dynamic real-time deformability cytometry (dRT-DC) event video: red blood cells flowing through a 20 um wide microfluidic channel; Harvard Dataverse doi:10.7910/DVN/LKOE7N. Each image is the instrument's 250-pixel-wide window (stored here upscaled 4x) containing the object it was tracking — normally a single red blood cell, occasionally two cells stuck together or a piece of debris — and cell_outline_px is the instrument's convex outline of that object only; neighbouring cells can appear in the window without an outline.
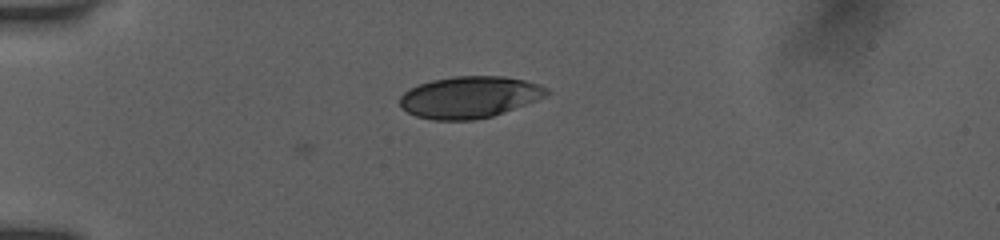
{"species": "human", "species_latin": "Homo sapiens", "temperature_condition": "room temperature", "stored_images_in_passage": 11, "camera_frame_rate_fps": 3000, "um_per_image_px": 0.085, "donor": {"sex": "female"}, "frame": {"image": 1, "passage_image": 1, "time_ms": 0.0, "image_size_px": [1000, 240], "cell_outline_px": [[548, 92], [544, 96], [536, 100], [504, 112], [492, 116], [476, 120], [432, 120], [416, 116], [400, 108], [400, 96], [404, 92], [420, 84], [432, 80], [456, 76], [504, 76], [524, 80], [540, 84], [548, 88]], "centroid_in_image_um": [39.89, 8.26], "position_along_channel_um": 45.1, "area_um2": 35.55}}
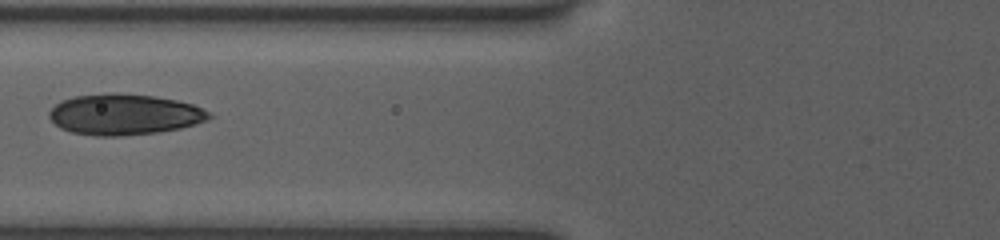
{"frame": {"image": 2, "passage_image": 7, "time_ms": 2.0, "image_size_px": [1000, 240], "cell_outline_px": [[212, 116], [196, 124], [180, 128], [156, 132], [120, 136], [92, 136], [72, 132], [60, 128], [48, 116], [48, 112], [56, 104], [64, 100], [76, 96], [108, 92], [116, 92], [152, 96], [176, 100], [192, 104], [212, 112]], "centroid_in_image_um": [10.56, 9.72], "position_along_channel_um": 115.2, "area_um2": 38.03}}
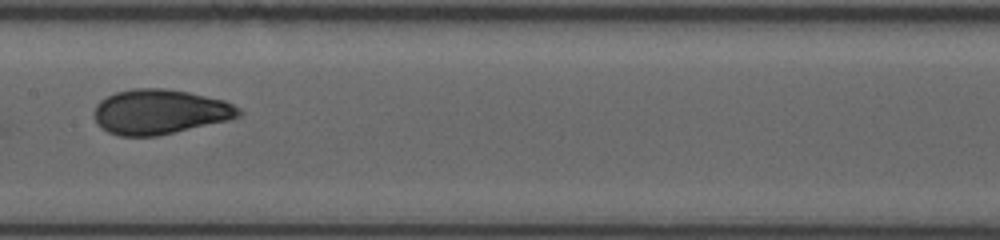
{"frame": {"image": 3, "passage_image": 10, "time_ms": 3.0, "image_size_px": [1000, 240], "cell_outline_px": [[244, 112], [240, 116], [228, 120], [156, 136], [120, 136], [108, 132], [100, 128], [96, 124], [92, 116], [92, 112], [96, 104], [100, 100], [116, 92], [132, 88], [164, 88], [188, 92], [224, 100], [240, 108]], "centroid_in_image_um": [13.54, 9.5], "position_along_channel_um": 193.9, "area_um2": 38.03}}